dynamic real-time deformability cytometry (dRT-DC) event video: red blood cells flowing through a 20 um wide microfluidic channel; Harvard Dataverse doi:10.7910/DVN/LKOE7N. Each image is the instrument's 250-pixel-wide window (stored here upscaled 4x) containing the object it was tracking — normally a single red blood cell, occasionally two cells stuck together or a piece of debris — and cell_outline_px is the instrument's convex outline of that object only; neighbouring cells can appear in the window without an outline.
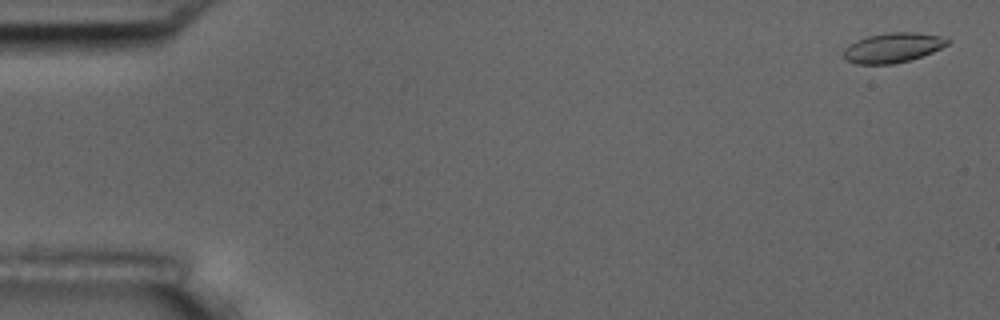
{"species": "common noctule bat (a hibernating species)", "species_latin": "Nyctalus noctula", "temperature_condition": "room temperature", "stored_images_in_passage": 8, "camera_frame_rate_fps": 3000, "um_per_image_px": 0.085, "animal": {"sex": "male", "body_mass_g": 17.5, "forearm_length_mm": 52.3}, "frame": {"image": 1, "passage_image": 1, "time_ms": 0.0, "image_size_px": [1000, 320], "cell_outline_px": [[952, 40], [948, 44], [932, 52], [908, 60], [892, 64], [856, 64], [848, 60], [844, 56], [844, 48], [848, 44], [856, 40], [868, 36], [888, 32], [916, 32], [940, 36]], "centroid_in_image_um": [75.88, 4.04], "position_along_channel_um": 9.1, "area_um2": 17.92}}
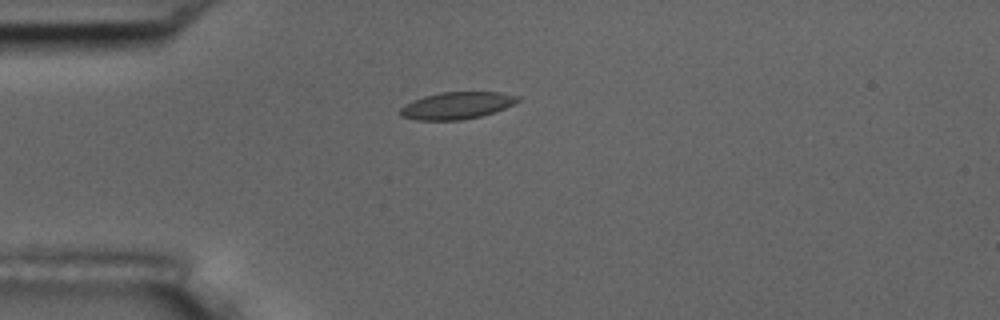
{"frame": {"image": 2, "passage_image": 4, "time_ms": 4.333, "image_size_px": [1000, 320], "cell_outline_px": [[520, 100], [504, 108], [480, 116], [460, 120], [416, 120], [400, 116], [400, 108], [404, 104], [412, 100], [424, 96], [440, 92], [500, 92], [520, 96]], "centroid_in_image_um": [38.79, 8.96], "position_along_channel_um": 46.2, "area_um2": 18.5}}
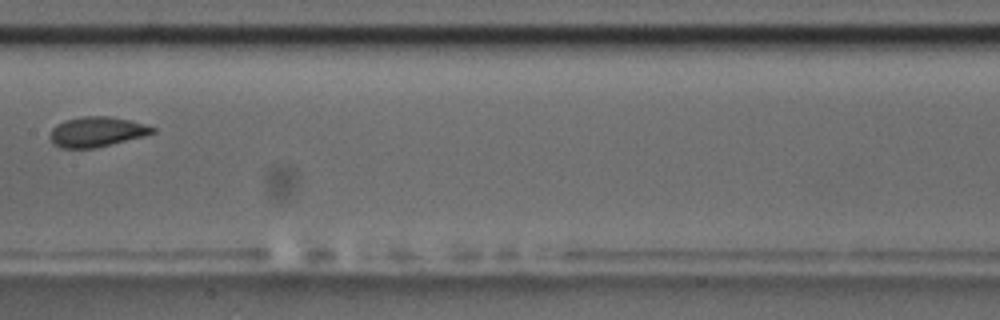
{"frame": {"image": 3, "passage_image": 8, "time_ms": 9.0, "image_size_px": [1000, 320], "cell_outline_px": [[156, 132], [144, 136], [96, 148], [60, 148], [52, 144], [48, 136], [52, 128], [56, 124], [64, 120], [80, 116], [112, 116], [132, 120], [156, 128]], "centroid_in_image_um": [8.19, 11.2], "position_along_channel_um": 199.2, "area_um2": 18.32}}